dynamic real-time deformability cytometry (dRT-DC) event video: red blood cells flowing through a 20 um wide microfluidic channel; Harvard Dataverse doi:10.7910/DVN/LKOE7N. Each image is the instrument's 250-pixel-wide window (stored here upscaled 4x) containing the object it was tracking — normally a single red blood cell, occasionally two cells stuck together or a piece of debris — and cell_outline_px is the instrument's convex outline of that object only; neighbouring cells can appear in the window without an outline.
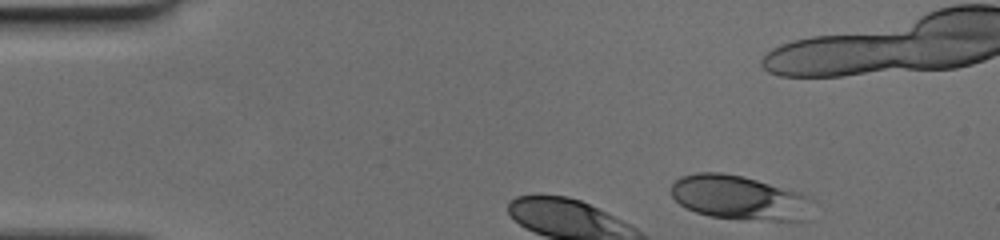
{"species": "human", "species_latin": "Homo sapiens", "temperature_condition": "cold", "stored_images_in_passage": 5, "camera_frame_rate_fps": 3000, "um_per_image_px": 0.085, "donor": {"sex": "female"}, "frame": {"image": 1, "passage_image": 1, "time_ms": 0.0, "image_size_px": [1000, 240], "cell_outline_px": [[812, 200], [808, 220], [768, 220], [708, 216], [696, 212], [680, 204], [672, 196], [668, 188], [680, 176], [696, 172], [720, 172], [744, 176], [800, 192], [812, 196]], "centroid_in_image_um": [62.84, 16.78], "position_along_channel_um": 22.2, "area_um2": 36.7}}